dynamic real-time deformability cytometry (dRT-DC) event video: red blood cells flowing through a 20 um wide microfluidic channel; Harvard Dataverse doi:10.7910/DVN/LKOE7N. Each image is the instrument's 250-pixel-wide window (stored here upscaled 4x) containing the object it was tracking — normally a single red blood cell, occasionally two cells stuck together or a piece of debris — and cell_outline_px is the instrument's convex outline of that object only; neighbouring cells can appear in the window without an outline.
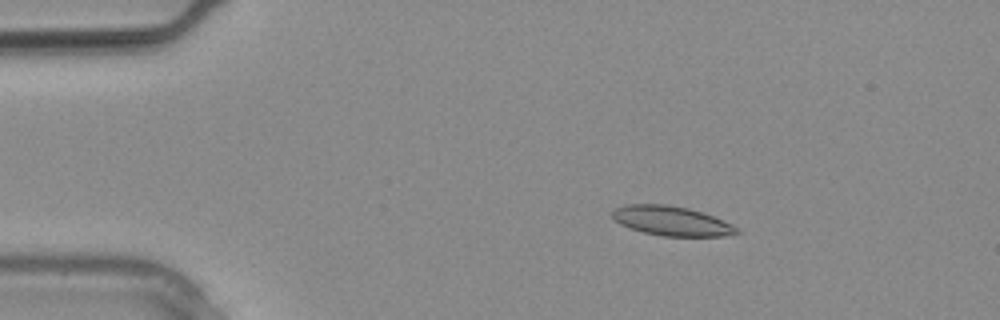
{"species": "common noctule bat (a hibernating species)", "species_latin": "Nyctalus noctula", "temperature_condition": "warm", "stored_images_in_passage": 8, "camera_frame_rate_fps": 3000, "um_per_image_px": 0.085, "animal": {"sex": "male", "body_mass_g": 20.4}, "frame": {"image": 1, "passage_image": 1, "time_ms": 0.0, "image_size_px": [1000, 320], "cell_outline_px": [[740, 232], [724, 236], [664, 236], [644, 232], [620, 224], [612, 216], [612, 212], [616, 208], [624, 204], [668, 204], [688, 208], [704, 212], [732, 224]], "centroid_in_image_um": [57.09, 18.76], "position_along_channel_um": 27.9, "area_um2": 21.27}}
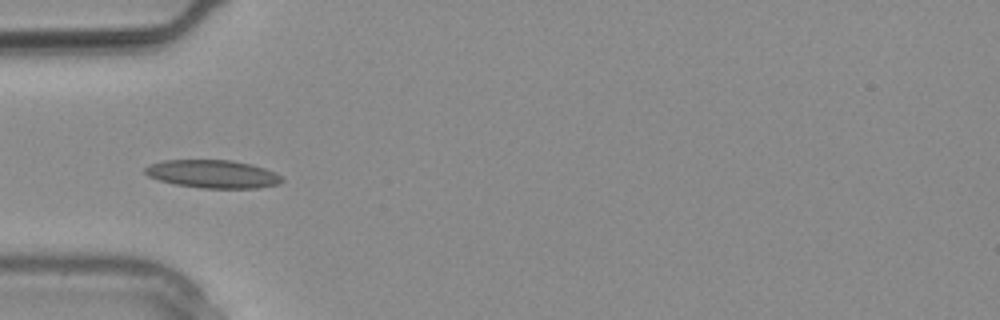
{"frame": {"image": 2, "passage_image": 5, "time_ms": 1.333, "image_size_px": [1000, 320], "cell_outline_px": [[284, 180], [280, 184], [260, 188], [200, 188], [176, 184], [160, 180], [148, 176], [144, 172], [144, 168], [148, 164], [164, 160], [232, 160], [252, 164], [276, 172]], "centroid_in_image_um": [18.1, 14.79], "position_along_channel_um": 66.9, "area_um2": 22.54}}